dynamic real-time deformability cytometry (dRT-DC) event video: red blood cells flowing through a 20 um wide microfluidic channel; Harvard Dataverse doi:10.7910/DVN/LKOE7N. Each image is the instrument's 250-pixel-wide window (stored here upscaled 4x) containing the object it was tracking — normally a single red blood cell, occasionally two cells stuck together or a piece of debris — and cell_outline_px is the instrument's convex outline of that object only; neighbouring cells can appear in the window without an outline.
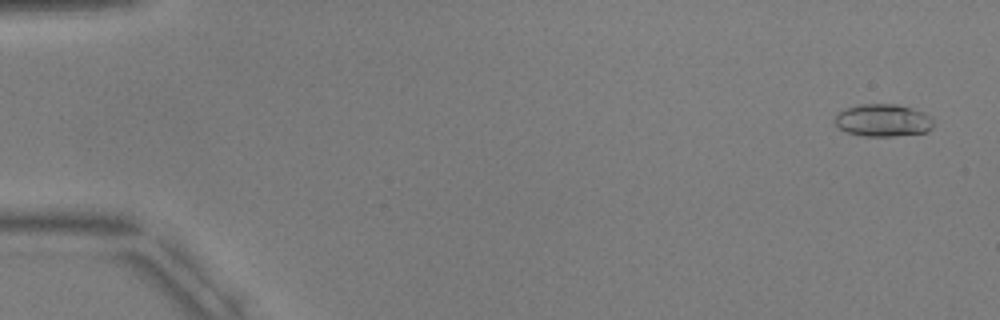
{"species": "common noctule bat (a hibernating species)", "species_latin": "Nyctalus noctula", "temperature_condition": "warm", "stored_images_in_passage": 4, "camera_frame_rate_fps": 3000, "um_per_image_px": 0.085, "animal": {"sex": "male", "body_mass_g": 17.9, "forearm_length_mm": 54.2}, "frame": {"image": 1, "passage_image": 1, "time_ms": 0.0, "image_size_px": [1000, 320], "cell_outline_px": [[932, 128], [928, 132], [892, 136], [864, 136], [848, 132], [840, 128], [836, 124], [836, 116], [844, 108], [860, 104], [896, 104], [912, 108], [924, 112], [932, 116]], "centroid_in_image_um": [75.09, 10.22], "position_along_channel_um": 9.9, "area_um2": 18.61}}